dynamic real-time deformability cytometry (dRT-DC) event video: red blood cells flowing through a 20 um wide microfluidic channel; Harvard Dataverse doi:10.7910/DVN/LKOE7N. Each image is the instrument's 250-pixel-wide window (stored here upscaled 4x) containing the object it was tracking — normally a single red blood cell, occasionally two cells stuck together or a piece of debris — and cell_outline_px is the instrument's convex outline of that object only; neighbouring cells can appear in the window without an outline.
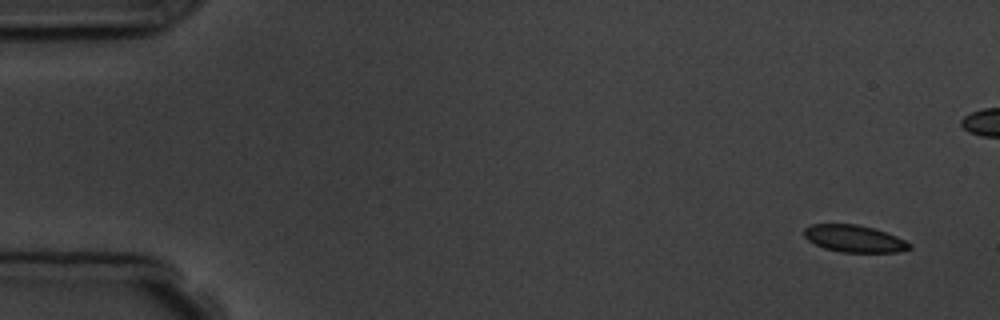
{"species": "common noctule bat (a hibernating species)", "species_latin": "Nyctalus noctula", "temperature_condition": "room temperature", "stored_images_in_passage": 4, "camera_frame_rate_fps": 3000, "um_per_image_px": 0.085, "animal": {"sex": "male", "body_mass_g": 19.5, "forearm_length_mm": 54.6}, "frame": {"image": 1, "passage_image": 1, "time_ms": 0.0, "image_size_px": [1000, 320], "cell_outline_px": [[912, 248], [896, 252], [840, 252], [824, 248], [808, 240], [804, 236], [804, 228], [812, 224], [856, 224], [872, 228], [896, 236], [912, 244]], "centroid_in_image_um": [72.6, 20.29], "position_along_channel_um": 12.4, "area_um2": 16.47}}